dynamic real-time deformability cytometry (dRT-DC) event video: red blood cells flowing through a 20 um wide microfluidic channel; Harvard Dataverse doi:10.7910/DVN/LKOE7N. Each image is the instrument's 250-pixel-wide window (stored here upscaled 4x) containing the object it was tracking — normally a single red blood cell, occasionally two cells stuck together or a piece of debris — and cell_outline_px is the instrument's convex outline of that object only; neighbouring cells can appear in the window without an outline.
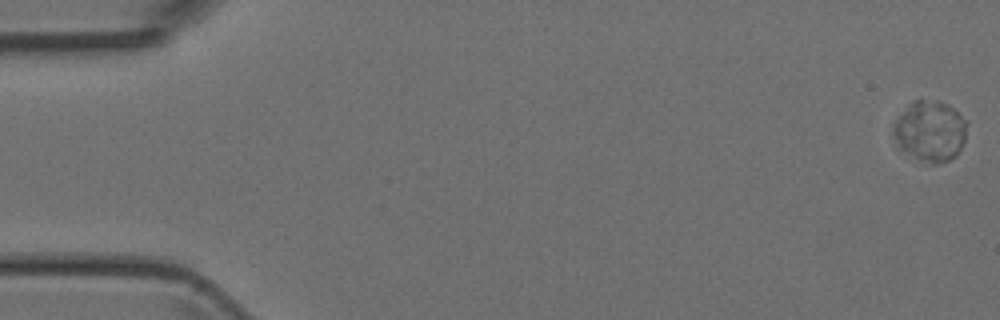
{"species": "Egyptian fruit bat (a non-hibernating species)", "species_latin": "Rousettus aegyptiacus", "temperature_condition": "room temperature", "stored_images_in_passage": 51, "camera_frame_rate_fps": 3000, "um_per_image_px": 0.085, "animal": {"sex": "female"}, "frame": {"image": 1, "passage_image": 1, "time_ms": 0.0, "image_size_px": [1000, 320], "cell_outline_px": [[968, 124], [964, 140], [956, 156], [948, 160], [936, 164], [932, 164], [896, 152], [892, 136], [892, 128], [896, 120], [912, 100], [920, 100], [948, 104], [968, 120]], "centroid_in_image_um": [79.0, 11.19], "position_along_channel_um": 6.0, "area_um2": 26.65}}
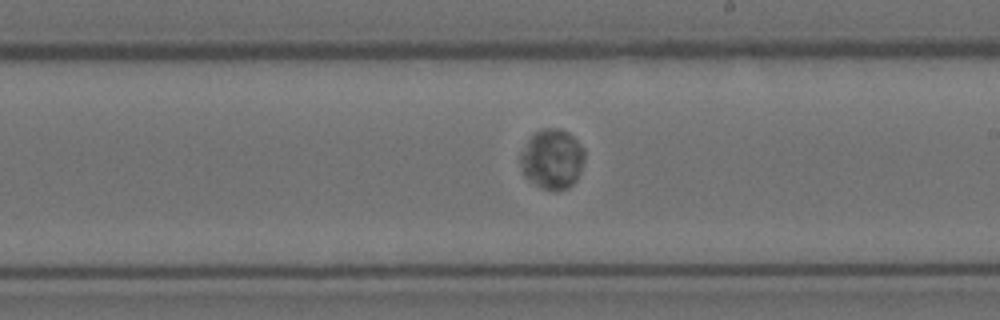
{"frame": {"image": 2, "passage_image": 30, "time_ms": 9.667, "image_size_px": [1000, 320], "cell_outline_px": [[584, 160], [580, 172], [576, 180], [568, 188], [556, 192], [540, 188], [524, 176], [520, 164], [520, 152], [532, 132], [544, 128], [560, 128], [568, 132], [584, 148]], "centroid_in_image_um": [46.91, 13.52], "position_along_channel_um": 242.1, "area_um2": 22.83}}
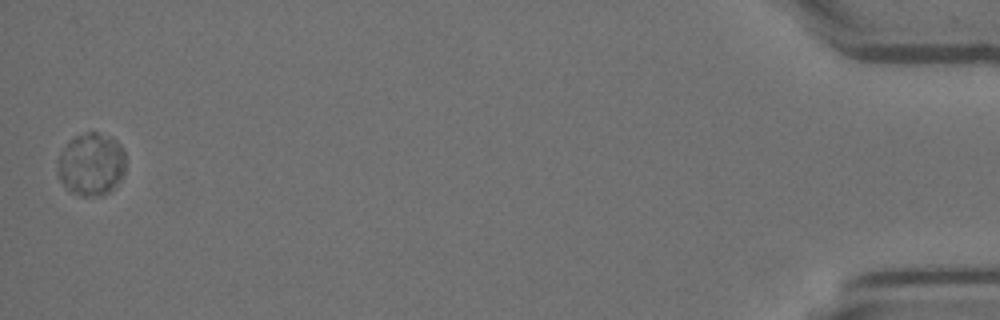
{"frame": {"image": 3, "passage_image": 51, "time_ms": 16.667, "image_size_px": [1000, 320], "cell_outline_px": [[124, 172], [120, 180], [104, 196], [84, 196], [68, 192], [56, 176], [56, 172], [60, 152], [76, 136], [88, 132], [96, 132], [116, 140], [124, 148]], "centroid_in_image_um": [7.73, 14.0], "position_along_channel_um": 427.5, "area_um2": 24.97}}